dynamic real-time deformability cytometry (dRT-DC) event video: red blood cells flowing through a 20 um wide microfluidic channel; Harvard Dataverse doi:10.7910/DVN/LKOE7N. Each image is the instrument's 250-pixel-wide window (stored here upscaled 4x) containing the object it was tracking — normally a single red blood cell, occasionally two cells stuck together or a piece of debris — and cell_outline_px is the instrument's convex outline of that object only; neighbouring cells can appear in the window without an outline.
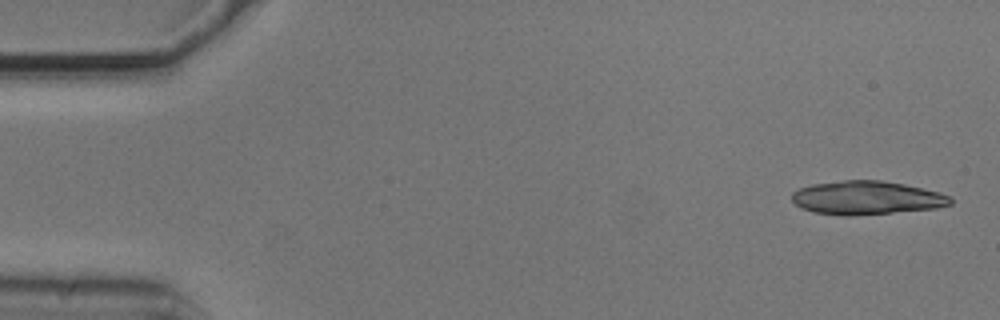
{"species": "common noctule bat (a hibernating species)", "species_latin": "Nyctalus noctula", "temperature_condition": "cold", "stored_images_in_passage": 15, "camera_frame_rate_fps": 3000, "um_per_image_px": 0.085, "animal": {"sex": "male", "body_mass_g": 20.5, "forearm_length_mm": 52.5}, "frame": {"image": 1, "passage_image": 1, "time_ms": 0.0, "image_size_px": [1000, 320], "cell_outline_px": [[952, 204], [936, 208], [852, 216], [844, 216], [812, 212], [800, 208], [792, 200], [792, 192], [800, 188], [812, 184], [844, 180], [880, 180], [904, 184], [940, 192], [948, 196], [952, 200]], "centroid_in_image_um": [73.64, 16.82], "position_along_channel_um": 11.4, "area_um2": 31.04}}